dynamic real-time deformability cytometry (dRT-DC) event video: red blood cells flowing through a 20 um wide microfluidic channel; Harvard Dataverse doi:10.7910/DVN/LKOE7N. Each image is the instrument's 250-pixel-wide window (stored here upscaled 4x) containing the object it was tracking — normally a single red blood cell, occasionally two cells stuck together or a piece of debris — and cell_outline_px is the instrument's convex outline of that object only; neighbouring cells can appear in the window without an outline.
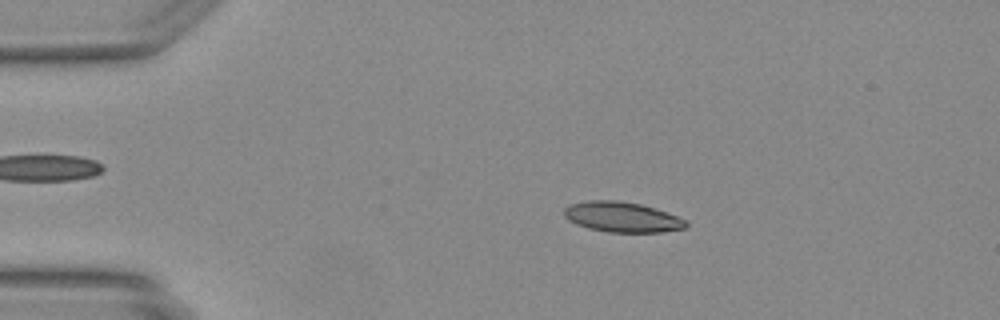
{"species": "Egyptian fruit bat (a non-hibernating species)", "species_latin": "Rousettus aegyptiacus", "temperature_condition": "warm", "stored_images_in_passage": 47, "camera_frame_rate_fps": 3000, "um_per_image_px": 0.085, "animal": {"sex": "female"}, "frame": {"image": 1, "passage_image": 9, "time_ms": 2.667, "image_size_px": [1000, 320], "cell_outline_px": [[688, 228], [660, 232], [608, 232], [588, 228], [576, 224], [568, 220], [564, 216], [564, 208], [568, 204], [588, 200], [616, 200], [640, 204], [688, 220]], "centroid_in_image_um": [52.85, 18.45], "position_along_channel_um": 32.1, "area_um2": 21.5}}
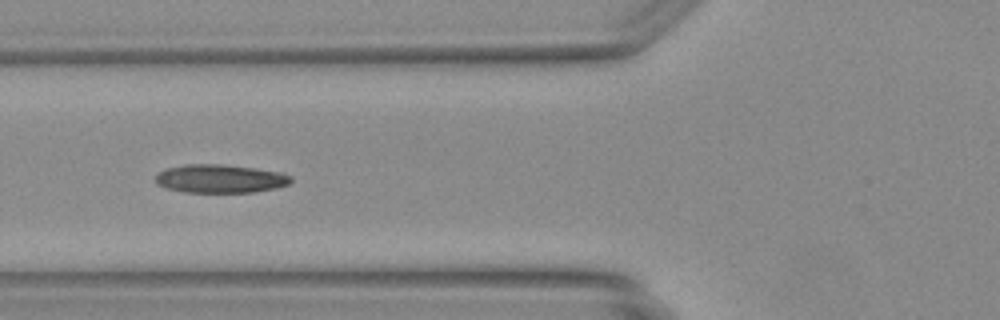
{"frame": {"image": 2, "passage_image": 18, "time_ms": 5.667, "image_size_px": [1000, 320], "cell_outline_px": [[292, 180], [288, 184], [276, 188], [252, 192], [184, 192], [164, 188], [156, 184], [156, 172], [168, 168], [184, 164], [220, 164], [256, 168], [284, 172], [292, 176]], "centroid_in_image_um": [18.71, 15.18], "position_along_channel_um": 107.1, "area_um2": 22.66}}
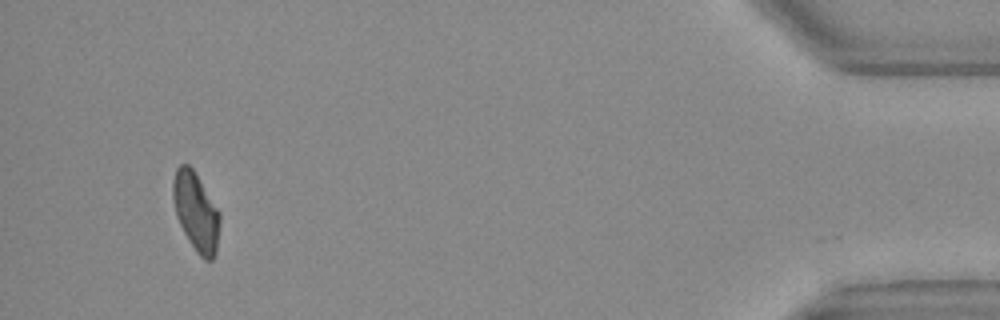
{"frame": {"image": 3, "passage_image": 45, "time_ms": 14.667, "image_size_px": [1000, 320], "cell_outline_px": [[220, 224], [216, 252], [212, 260], [204, 260], [196, 252], [188, 240], [176, 216], [172, 196], [172, 184], [176, 168], [180, 164], [188, 164], [192, 168], [220, 212]], "centroid_in_image_um": [16.65, 18.01], "position_along_channel_um": 418.5, "area_um2": 21.44}}